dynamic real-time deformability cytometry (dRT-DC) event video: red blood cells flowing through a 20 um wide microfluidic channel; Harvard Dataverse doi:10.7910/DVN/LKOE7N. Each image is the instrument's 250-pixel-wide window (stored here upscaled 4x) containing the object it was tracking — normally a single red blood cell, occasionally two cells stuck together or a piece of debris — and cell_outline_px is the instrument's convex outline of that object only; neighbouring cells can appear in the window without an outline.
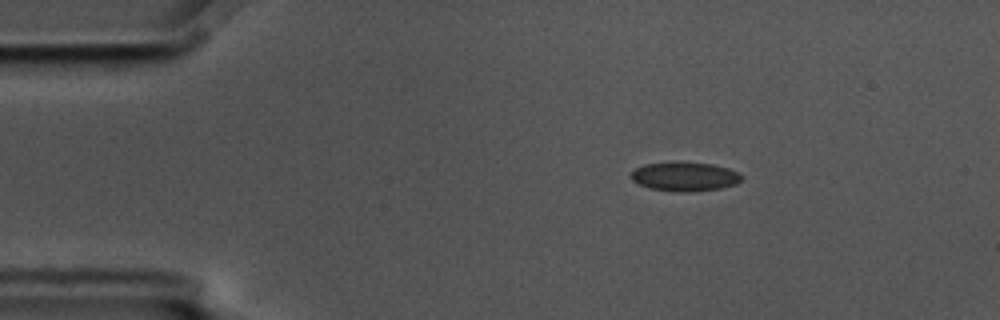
{"species": "common noctule bat (a hibernating species)", "species_latin": "Nyctalus noctula", "temperature_condition": "cold", "stored_images_in_passage": 4, "camera_frame_rate_fps": 3000, "um_per_image_px": 0.085, "animal": {"sex": "male", "body_mass_g": 17.5, "forearm_length_mm": 52.3}, "frame": {"image": 1, "passage_image": 2, "time_ms": 0.333, "image_size_px": [1000, 320], "cell_outline_px": [[744, 176], [736, 184], [720, 188], [688, 192], [680, 192], [648, 188], [632, 180], [628, 176], [636, 168], [644, 164], [712, 164], [728, 168], [740, 172]], "centroid_in_image_um": [58.22, 15.04], "position_along_channel_um": 26.8, "area_um2": 18.21}}
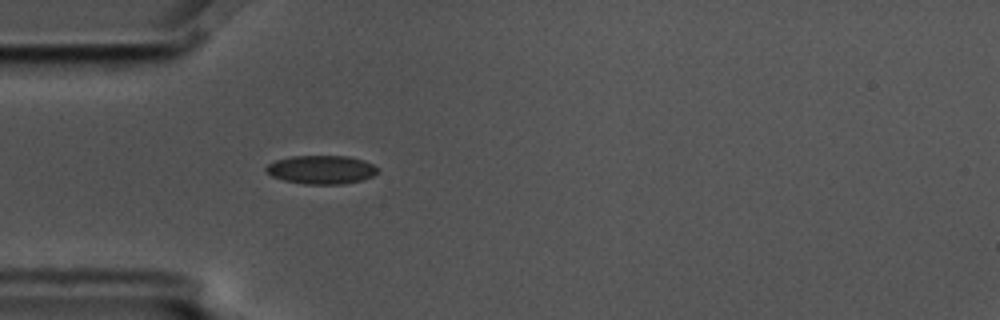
{"frame": {"image": 2, "passage_image": 4, "time_ms": 1.0, "image_size_px": [1000, 320], "cell_outline_px": [[380, 168], [372, 176], [360, 180], [344, 184], [304, 184], [284, 180], [272, 176], [264, 168], [268, 164], [276, 160], [292, 156], [348, 156], [364, 160]], "centroid_in_image_um": [27.32, 14.42], "position_along_channel_um": 57.7, "area_um2": 18.5}}